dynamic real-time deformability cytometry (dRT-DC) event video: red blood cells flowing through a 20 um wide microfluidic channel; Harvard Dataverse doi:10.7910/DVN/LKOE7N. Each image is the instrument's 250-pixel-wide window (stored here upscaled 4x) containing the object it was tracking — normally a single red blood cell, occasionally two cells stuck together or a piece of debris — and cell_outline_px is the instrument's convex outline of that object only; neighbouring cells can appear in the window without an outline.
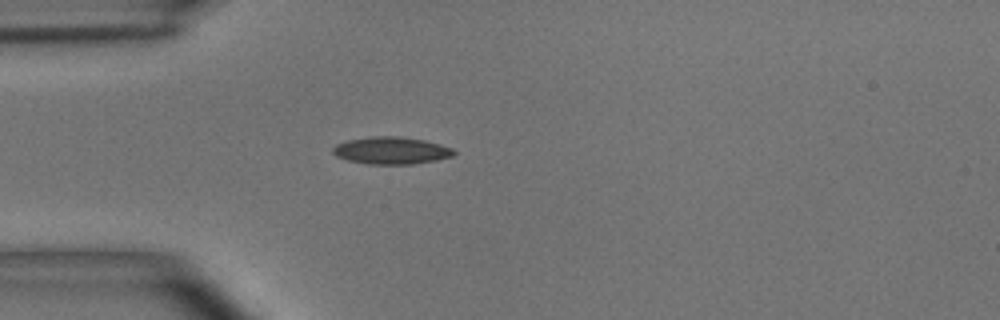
{"species": "common noctule bat (a hibernating species)", "species_latin": "Nyctalus noctula", "temperature_condition": "room temperature", "stored_images_in_passage": 40, "camera_frame_rate_fps": 3000, "um_per_image_px": 0.085, "animal": {"sex": "male", "body_mass_g": 15.6}, "frame": {"image": 1, "passage_image": 1, "time_ms": 0.0, "image_size_px": [1000, 320], "cell_outline_px": [[456, 152], [452, 156], [436, 160], [412, 164], [368, 164], [348, 160], [336, 156], [332, 152], [332, 148], [336, 144], [348, 140], [372, 136], [400, 136], [424, 140], [440, 144], [452, 148]], "centroid_in_image_um": [33.25, 12.79], "position_along_channel_um": 51.8, "area_um2": 19.19}}
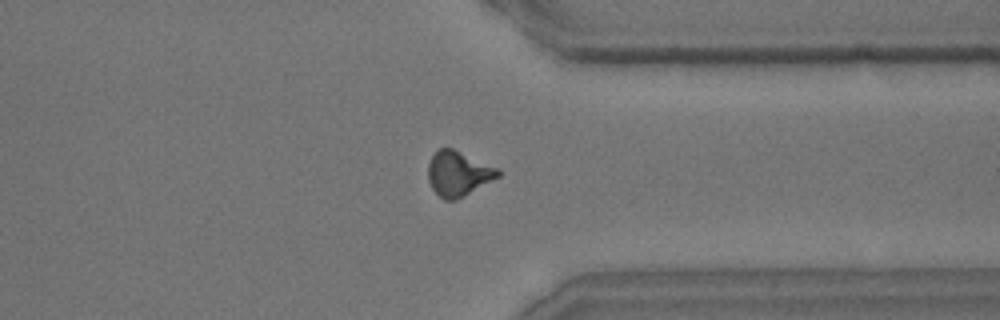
{"frame": {"image": 2, "passage_image": 28, "time_ms": 9.0, "image_size_px": [1000, 320], "cell_outline_px": [[500, 176], [464, 196], [456, 200], [444, 200], [432, 188], [428, 180], [428, 164], [432, 156], [440, 148], [452, 148], [500, 168]], "centroid_in_image_um": [38.97, 14.75], "position_along_channel_um": 372.4, "area_um2": 18.26}}
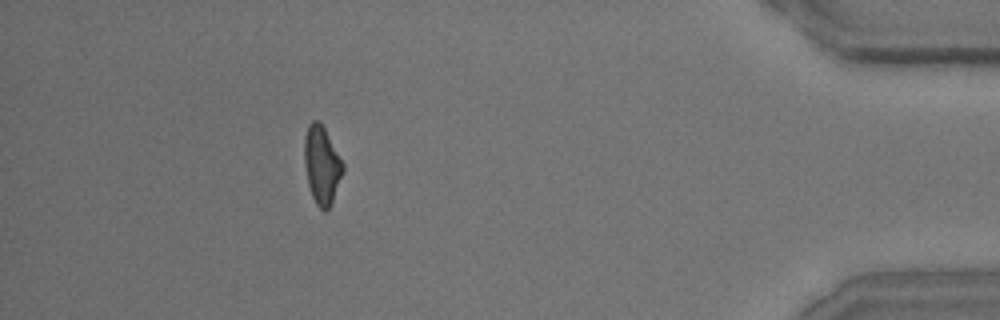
{"frame": {"image": 3, "passage_image": 35, "time_ms": 11.333, "image_size_px": [1000, 320], "cell_outline_px": [[344, 172], [332, 200], [328, 208], [324, 212], [316, 204], [312, 196], [308, 184], [304, 164], [304, 136], [308, 124], [312, 120], [316, 120], [324, 128], [344, 164]], "centroid_in_image_um": [27.34, 14.02], "position_along_channel_um": 407.9, "area_um2": 17.4}, "authors_computed_cell_mechanics": {"area_um2": 17.7446, "velocity_mm_per_s": 3.6677, "shape_relaxation_time_tau1_ms": 5.0249, "shape_relaxation_time_tau2_ms": 1.7836, "deformation_change_tau1": 0.1608, "deformation_change_tau2": 0.0765}}